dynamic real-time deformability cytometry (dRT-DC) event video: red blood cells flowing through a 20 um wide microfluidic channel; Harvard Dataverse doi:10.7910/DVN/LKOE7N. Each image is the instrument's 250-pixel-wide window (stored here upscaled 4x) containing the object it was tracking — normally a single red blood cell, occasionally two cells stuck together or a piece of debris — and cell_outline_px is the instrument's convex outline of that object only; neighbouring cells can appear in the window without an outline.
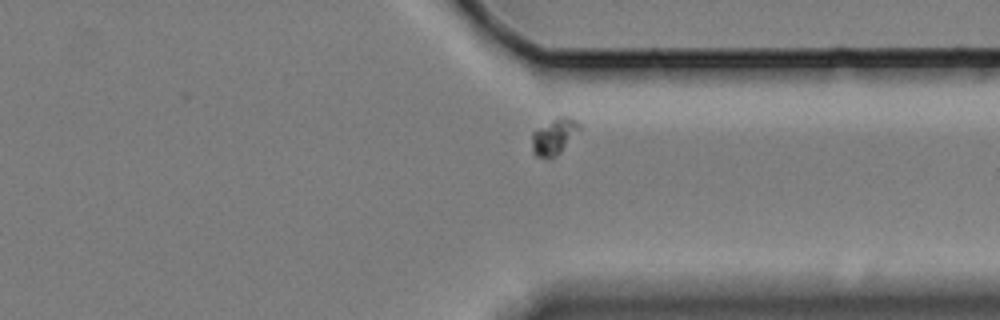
{"species": "Egyptian fruit bat (a non-hibernating species)", "species_latin": "Rousettus aegyptiacus", "temperature_condition": "cold", "stored_images_in_passage": 42, "camera_frame_rate_fps": 3000, "um_per_image_px": 0.085, "animal": {"sex": "female"}, "frame": {"image": 1, "passage_image": 35, "time_ms": 11.333, "image_size_px": [1000, 320], "cell_outline_px": [[584, 124], [560, 152], [556, 156], [548, 160], [536, 156], [532, 152], [532, 132], [552, 120], [560, 116], [568, 116]], "centroid_in_image_um": [47.1, 11.61], "position_along_channel_um": 364.3, "area_um2": 10.06}}